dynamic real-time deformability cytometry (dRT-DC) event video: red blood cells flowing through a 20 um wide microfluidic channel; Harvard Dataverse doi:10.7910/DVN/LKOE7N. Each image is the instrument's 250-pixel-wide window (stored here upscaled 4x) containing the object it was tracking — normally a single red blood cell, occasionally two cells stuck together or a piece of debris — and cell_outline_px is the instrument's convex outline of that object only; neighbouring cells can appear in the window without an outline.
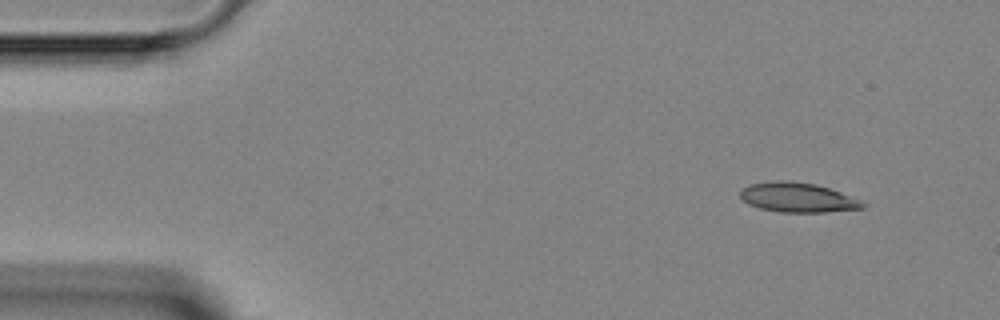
{"species": "Egyptian fruit bat (a non-hibernating species)", "species_latin": "Rousettus aegyptiacus", "temperature_condition": "room temperature", "stored_images_in_passage": 5, "segment_of_instrument_passage": [1, 2], "camera_frame_rate_fps": 3000, "um_per_image_px": 0.085, "animal": {"sex": "female"}, "frame": {"image": 1, "passage_image": 1, "time_ms": 0.0, "image_size_px": [1000, 320], "cell_outline_px": [[868, 204], [864, 208], [824, 212], [780, 212], [760, 208], [748, 204], [740, 196], [740, 188], [748, 184], [772, 180], [784, 180], [816, 184], [840, 192], [860, 200]], "centroid_in_image_um": [67.77, 16.77], "position_along_channel_um": 17.2, "area_um2": 21.21}}